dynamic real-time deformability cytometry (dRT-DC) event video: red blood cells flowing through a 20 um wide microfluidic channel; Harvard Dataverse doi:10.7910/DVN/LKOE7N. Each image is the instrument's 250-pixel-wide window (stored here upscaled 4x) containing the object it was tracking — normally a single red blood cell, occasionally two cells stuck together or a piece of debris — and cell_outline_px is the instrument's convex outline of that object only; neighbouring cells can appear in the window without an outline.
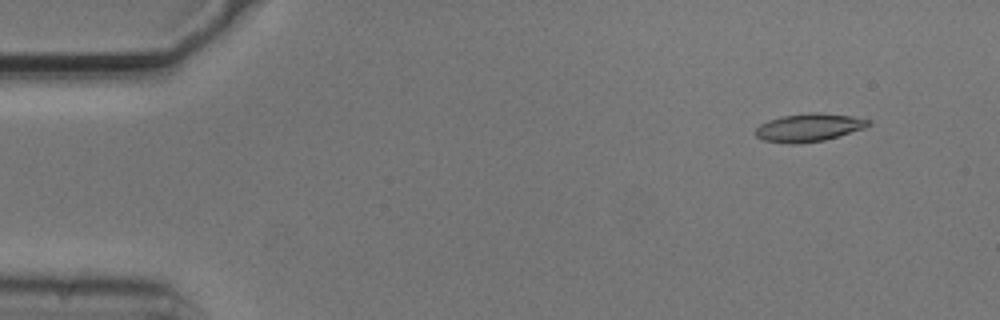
{"species": "common noctule bat (a hibernating species)", "species_latin": "Nyctalus noctula", "temperature_condition": "cold", "stored_images_in_passage": 5, "segment_of_instrument_passage": [1, 2], "camera_frame_rate_fps": 3000, "um_per_image_px": 0.085, "animal": {"sex": "male", "body_mass_g": 20.5, "forearm_length_mm": 52.5}, "frame": {"image": 1, "passage_image": 1, "time_ms": 0.0, "image_size_px": [1000, 320], "cell_outline_px": [[872, 124], [864, 128], [824, 140], [796, 144], [788, 144], [764, 140], [756, 136], [756, 128], [760, 124], [768, 120], [780, 116], [808, 112], [816, 112], [852, 116], [872, 120]], "centroid_in_image_um": [68.76, 10.83], "position_along_channel_um": 16.2, "area_um2": 18.5}}
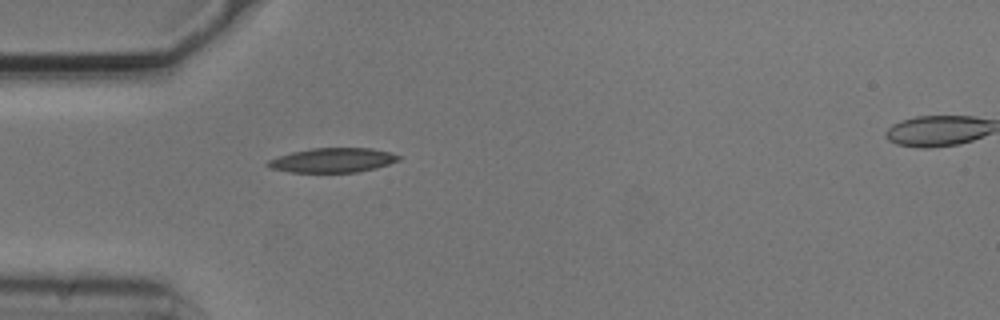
{"frame": {"image": 2, "passage_image": 4, "time_ms": 1.0, "image_size_px": [1000, 320], "cell_outline_px": [[404, 156], [400, 160], [376, 168], [356, 172], [292, 172], [272, 168], [264, 164], [268, 160], [292, 152], [312, 148], [372, 148]], "centroid_in_image_um": [28.32, 13.61], "position_along_channel_um": 56.7, "area_um2": 18.55}}